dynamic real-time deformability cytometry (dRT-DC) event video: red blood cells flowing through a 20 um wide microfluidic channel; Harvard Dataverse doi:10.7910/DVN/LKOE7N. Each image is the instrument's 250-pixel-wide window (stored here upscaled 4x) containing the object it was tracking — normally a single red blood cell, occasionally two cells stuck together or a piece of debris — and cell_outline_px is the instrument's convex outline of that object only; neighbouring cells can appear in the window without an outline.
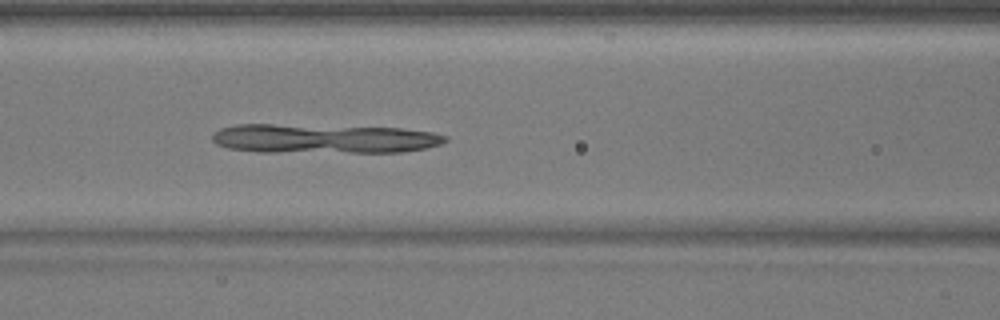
{"species": "common noctule bat (a hibernating species)", "species_latin": "Nyctalus noctula", "temperature_condition": "warm", "stored_images_in_passage": 51, "camera_frame_rate_fps": 3000, "um_per_image_px": 0.085, "animal": {"sex": "male", "body_mass_g": 17.9}, "frame": {"image": 1, "passage_image": 22, "time_ms": 7.0, "image_size_px": [1000, 320], "cell_outline_px": [[448, 140], [440, 144], [424, 148], [404, 152], [256, 152], [228, 148], [216, 144], [212, 140], [212, 136], [220, 128], [236, 124], [272, 124], [400, 128], [432, 132], [448, 136]], "centroid_in_image_um": [27.5, 11.79], "position_along_channel_um": 139.1, "area_um2": 39.88}}
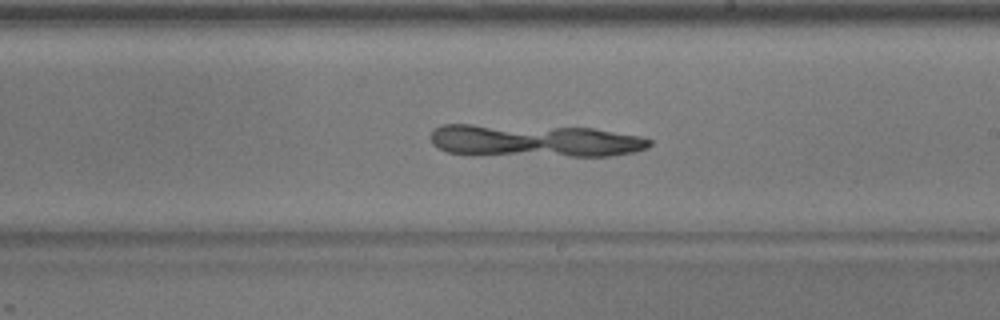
{"frame": {"image": 2, "passage_image": 30, "time_ms": 9.667, "image_size_px": [1000, 320], "cell_outline_px": [[652, 144], [648, 148], [636, 152], [608, 156], [568, 156], [448, 152], [432, 144], [428, 136], [432, 128], [440, 124], [472, 124], [592, 128], [640, 136], [652, 140]], "centroid_in_image_um": [45.45, 11.94], "position_along_channel_um": 243.6, "area_um2": 41.38}}